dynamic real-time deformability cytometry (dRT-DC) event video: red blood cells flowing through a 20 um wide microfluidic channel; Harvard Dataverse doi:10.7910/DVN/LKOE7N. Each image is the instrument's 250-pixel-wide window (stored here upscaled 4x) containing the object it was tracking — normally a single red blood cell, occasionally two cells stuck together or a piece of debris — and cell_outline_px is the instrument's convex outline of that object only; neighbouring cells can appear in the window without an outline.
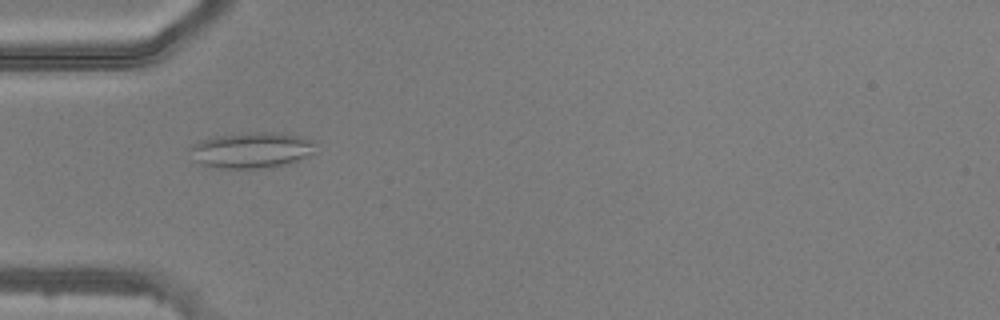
{"species": "common noctule bat (a hibernating species)", "species_latin": "Nyctalus noctula", "temperature_condition": "warm", "stored_images_in_passage": 49, "camera_frame_rate_fps": 3000, "um_per_image_px": 0.085, "animal": {"sex": "male", "body_mass_g": 20.5, "forearm_length_mm": 52.5}, "frame": {"image": 1, "passage_image": 16, "time_ms": 5.0, "image_size_px": [1000, 320], "cell_outline_px": [[316, 152], [288, 164], [256, 168], [220, 168], [200, 164], [196, 160], [188, 148], [192, 144], [216, 136], [256, 132], [280, 132], [300, 136], [312, 140]], "centroid_in_image_um": [21.4, 12.75], "position_along_channel_um": 63.6, "area_um2": 25.95}}
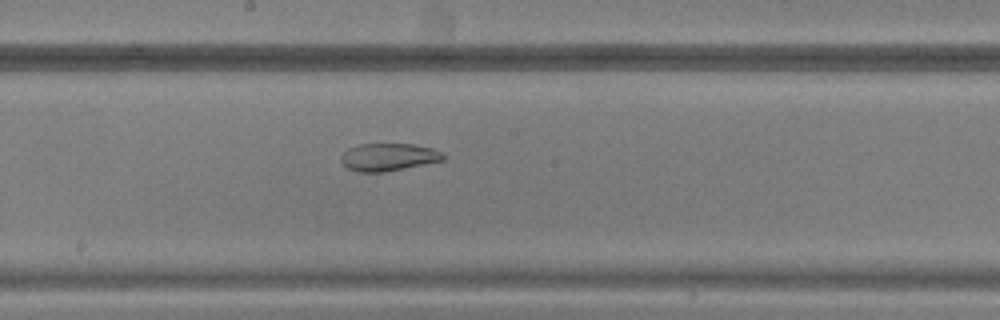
{"frame": {"image": 2, "passage_image": 27, "time_ms": 8.667, "image_size_px": [1000, 320], "cell_outline_px": [[444, 160], [384, 172], [356, 172], [348, 168], [340, 160], [340, 156], [348, 148], [360, 144], [412, 144], [432, 148], [440, 152], [444, 156]], "centroid_in_image_um": [32.98, 13.35], "position_along_channel_um": 215.2, "area_um2": 16.3}}
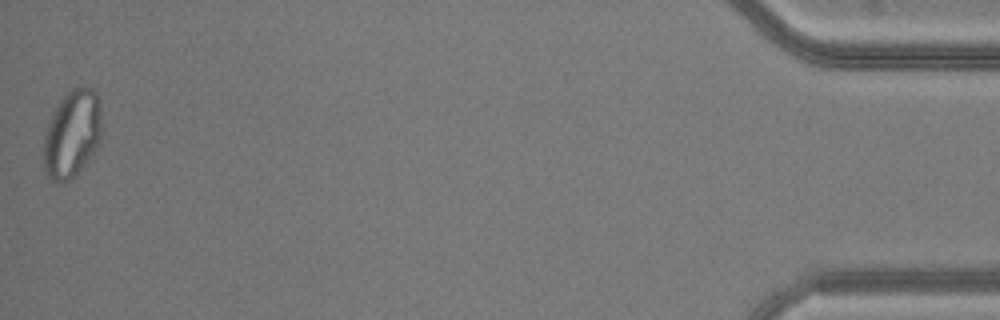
{"frame": {"image": 3, "passage_image": 49, "time_ms": 16.0, "image_size_px": [1000, 320], "cell_outline_px": [[100, 136], [96, 148], [84, 164], [68, 180], [60, 184], [52, 180], [44, 172], [44, 136], [48, 124], [56, 104], [72, 88], [92, 88], [96, 92], [100, 116]], "centroid_in_image_um": [6.09, 11.39], "position_along_channel_um": 429.1, "area_um2": 28.96}}